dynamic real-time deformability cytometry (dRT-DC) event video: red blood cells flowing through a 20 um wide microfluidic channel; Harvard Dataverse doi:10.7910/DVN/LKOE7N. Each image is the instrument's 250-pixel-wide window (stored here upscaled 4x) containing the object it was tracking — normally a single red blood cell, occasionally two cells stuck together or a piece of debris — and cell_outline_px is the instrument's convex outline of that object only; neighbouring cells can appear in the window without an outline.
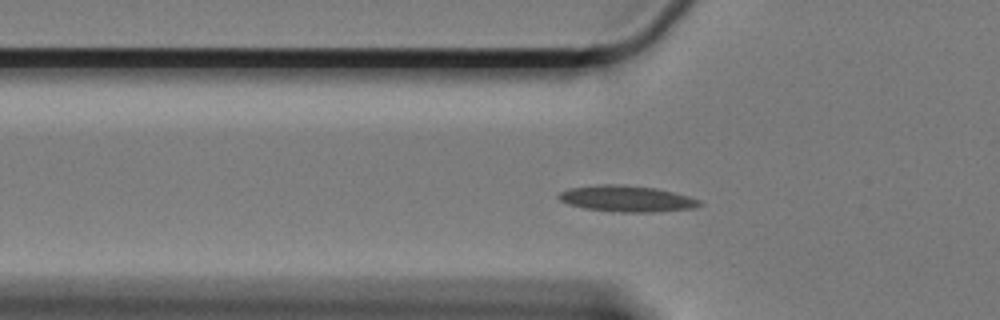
{"species": "Egyptian fruit bat (a non-hibernating species)", "species_latin": "Rousettus aegyptiacus", "temperature_condition": "cold", "stored_images_in_passage": 46, "camera_frame_rate_fps": 3000, "um_per_image_px": 0.085, "animal": {"sex": "female"}, "frame": {"image": 1, "passage_image": 15, "time_ms": 4.667, "image_size_px": [1000, 320], "cell_outline_px": [[704, 204], [692, 208], [652, 212], [612, 212], [584, 208], [568, 204], [560, 200], [556, 196], [560, 192], [568, 188], [596, 184], [624, 184], [656, 188], [688, 196], [700, 200]], "centroid_in_image_um": [53.22, 16.88], "position_along_channel_um": 72.6, "area_um2": 21.68}}
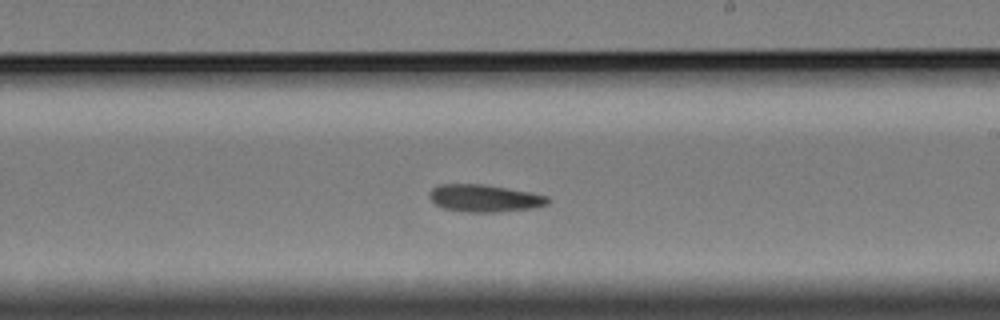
{"frame": {"image": 2, "passage_image": 31, "time_ms": 10.0, "image_size_px": [1000, 320], "cell_outline_px": [[552, 200], [548, 204], [532, 208], [496, 212], [464, 212], [444, 208], [436, 204], [428, 196], [428, 192], [432, 188], [440, 184], [484, 184], [532, 192], [548, 196]], "centroid_in_image_um": [41.2, 16.84], "position_along_channel_um": 247.8, "area_um2": 19.02}}
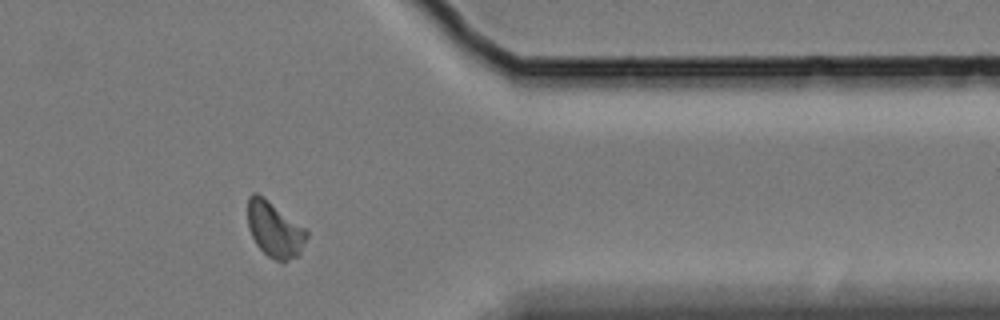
{"frame": {"image": 3, "passage_image": 45, "time_ms": 14.667, "image_size_px": [1000, 320], "cell_outline_px": [[308, 236], [300, 252], [296, 256], [284, 264], [268, 256], [256, 244], [248, 228], [248, 196], [252, 192], [256, 192], [308, 228]], "centroid_in_image_um": [23.37, 19.51], "position_along_channel_um": 388.0, "area_um2": 19.31}}